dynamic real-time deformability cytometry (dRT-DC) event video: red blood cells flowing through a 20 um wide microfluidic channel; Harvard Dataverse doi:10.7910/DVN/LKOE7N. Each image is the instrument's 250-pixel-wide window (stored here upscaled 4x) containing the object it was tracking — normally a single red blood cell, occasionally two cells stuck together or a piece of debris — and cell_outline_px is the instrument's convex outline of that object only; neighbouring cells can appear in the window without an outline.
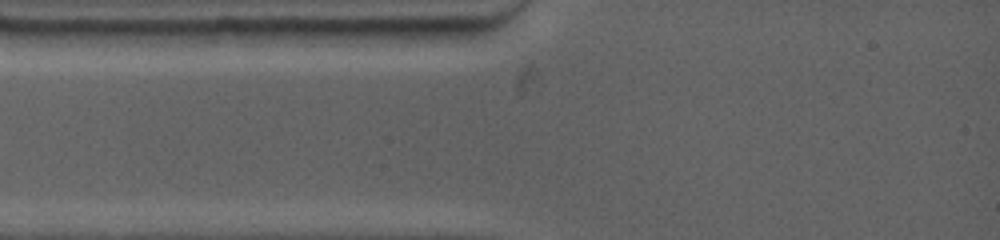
{"species": "common noctule bat (a hibernating species)", "species_latin": "Nyctalus noctula", "temperature_condition": "warm", "stored_images_in_passage": 1, "camera_frame_rate_fps": 4500, "um_per_image_px": 0.085, "animal": {"sex": "female", "body_mass_g": 19.0, "forearm_length_mm": 53.3}, "frame": {"image": 1, "passage_image": 1, "time_ms": 0.0, "image_size_px": [1000, 240], "cell_outline_px": [[476, 28], [472, 36], [444, 44], [416, 48], [328, 44], [320, 40], [312, 28]], "centroid_in_image_um": [33.37, 3.1], "position_along_channel_um": 51.6, "area_um2": 18.79}}